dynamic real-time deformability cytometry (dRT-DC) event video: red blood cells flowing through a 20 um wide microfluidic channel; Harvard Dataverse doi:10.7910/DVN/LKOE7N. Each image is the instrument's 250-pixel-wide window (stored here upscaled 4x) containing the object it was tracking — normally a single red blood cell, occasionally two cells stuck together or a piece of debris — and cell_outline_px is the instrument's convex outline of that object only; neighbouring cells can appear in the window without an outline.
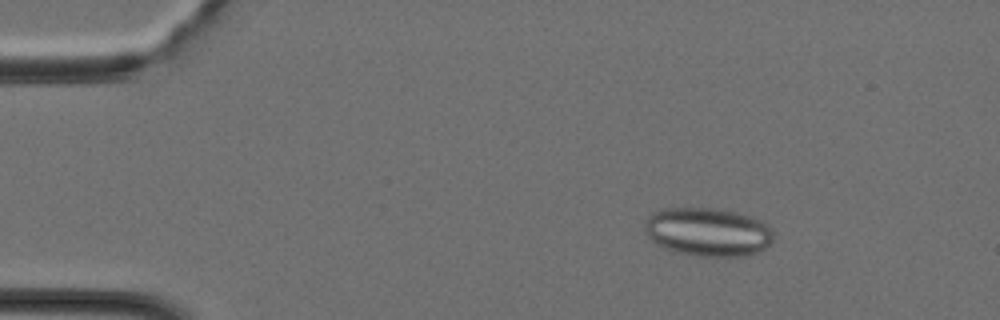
{"species": "Egyptian fruit bat (a non-hibernating species)", "species_latin": "Rousettus aegyptiacus", "temperature_condition": "cold", "stored_images_in_passage": 39, "camera_frame_rate_fps": 3000, "um_per_image_px": 0.085, "animal": {"sex": "female"}, "frame": {"image": 1, "passage_image": 5, "time_ms": 1.333, "image_size_px": [1000, 320], "cell_outline_px": [[772, 240], [760, 252], [744, 256], [692, 256], [676, 252], [664, 248], [656, 244], [648, 236], [644, 228], [644, 224], [648, 216], [652, 212], [660, 208], [712, 208], [736, 212], [752, 216], [764, 220], [772, 228]], "centroid_in_image_um": [60.16, 19.71], "position_along_channel_um": 24.8, "area_um2": 36.88}}
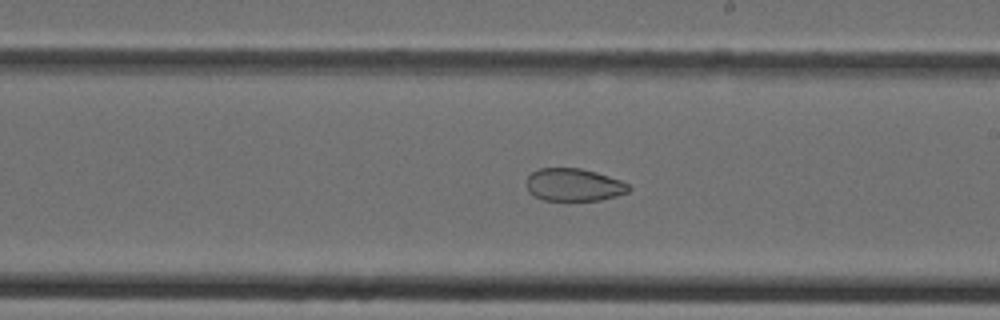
{"frame": {"image": 2, "passage_image": 22, "time_ms": 7.0, "image_size_px": [1000, 320], "cell_outline_px": [[632, 188], [628, 192], [616, 196], [600, 200], [544, 200], [528, 192], [528, 176], [532, 172], [540, 168], [580, 168], [596, 172], [620, 180], [628, 184]], "centroid_in_image_um": [48.8, 15.71], "position_along_channel_um": 240.2, "area_um2": 19.31}}
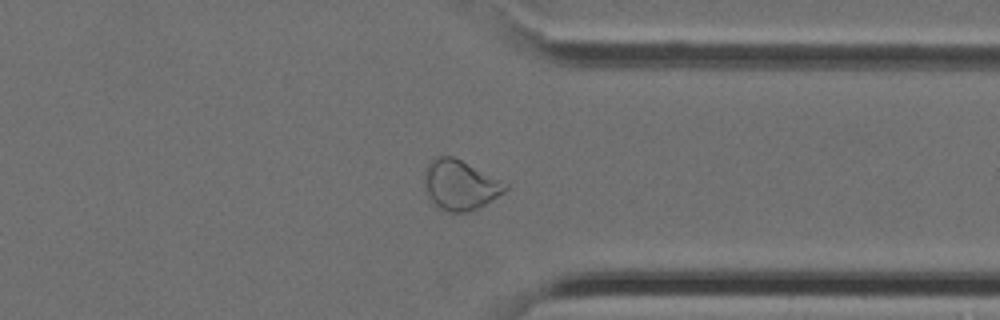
{"frame": {"image": 3, "passage_image": 30, "time_ms": 9.667, "image_size_px": [1000, 320], "cell_outline_px": [[508, 188], [504, 192], [484, 204], [468, 212], [448, 212], [440, 208], [428, 196], [424, 184], [424, 168], [436, 156], [452, 156], [508, 184]], "centroid_in_image_um": [39.07, 15.72], "position_along_channel_um": 372.3, "area_um2": 23.06}}